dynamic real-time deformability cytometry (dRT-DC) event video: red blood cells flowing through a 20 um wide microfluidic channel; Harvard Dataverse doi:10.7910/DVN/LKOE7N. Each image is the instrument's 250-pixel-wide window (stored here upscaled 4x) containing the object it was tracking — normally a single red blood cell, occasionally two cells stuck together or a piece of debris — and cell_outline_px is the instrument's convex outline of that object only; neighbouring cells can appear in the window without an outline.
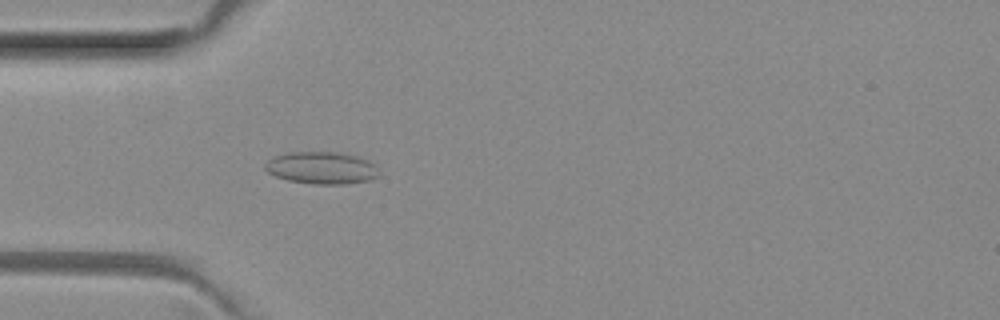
{"species": "common noctule bat (a hibernating species)", "species_latin": "Nyctalus noctula", "temperature_condition": "room temperature", "stored_images_in_passage": 5, "camera_frame_rate_fps": 3000, "um_per_image_px": 0.085, "animal": {"sex": "female", "body_mass_g": 29.2, "forearm_length_mm": 56.3}, "frame": {"image": 1, "passage_image": 5, "time_ms": 1.333, "image_size_px": [1000, 320], "cell_outline_px": [[380, 176], [368, 180], [348, 184], [312, 184], [288, 180], [276, 176], [268, 172], [264, 168], [264, 164], [268, 160], [276, 156], [288, 152], [340, 152], [356, 156], [368, 160], [376, 164], [380, 172]], "centroid_in_image_um": [27.38, 14.27], "position_along_channel_um": 57.6, "area_um2": 21.56}}